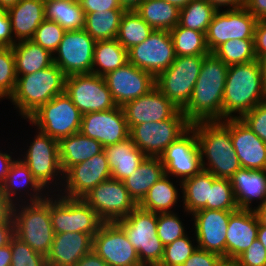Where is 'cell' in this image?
<instances>
[{"mask_svg":"<svg viewBox=\"0 0 266 266\" xmlns=\"http://www.w3.org/2000/svg\"><path fill=\"white\" fill-rule=\"evenodd\" d=\"M14 236V224H0V247L10 243Z\"/></svg>","mask_w":266,"mask_h":266,"instance_id":"be15d7a7","label":"cell"},{"mask_svg":"<svg viewBox=\"0 0 266 266\" xmlns=\"http://www.w3.org/2000/svg\"><path fill=\"white\" fill-rule=\"evenodd\" d=\"M11 266H47L46 256L34 251L15 235L11 238Z\"/></svg>","mask_w":266,"mask_h":266,"instance_id":"c3c4849f","label":"cell"},{"mask_svg":"<svg viewBox=\"0 0 266 266\" xmlns=\"http://www.w3.org/2000/svg\"><path fill=\"white\" fill-rule=\"evenodd\" d=\"M172 37L176 56L208 55L205 33L188 29L177 24L169 31Z\"/></svg>","mask_w":266,"mask_h":266,"instance_id":"60d3db41","label":"cell"},{"mask_svg":"<svg viewBox=\"0 0 266 266\" xmlns=\"http://www.w3.org/2000/svg\"><path fill=\"white\" fill-rule=\"evenodd\" d=\"M25 153L20 159L28 166L34 178L45 190L54 180L55 186L59 184L63 186L64 173L60 164L57 140L38 130ZM57 177L59 181L61 179L60 182H56Z\"/></svg>","mask_w":266,"mask_h":266,"instance_id":"7c38bea8","label":"cell"},{"mask_svg":"<svg viewBox=\"0 0 266 266\" xmlns=\"http://www.w3.org/2000/svg\"><path fill=\"white\" fill-rule=\"evenodd\" d=\"M212 53L228 66L257 60L254 52V40H228L218 46Z\"/></svg>","mask_w":266,"mask_h":266,"instance_id":"7bdbcfd3","label":"cell"},{"mask_svg":"<svg viewBox=\"0 0 266 266\" xmlns=\"http://www.w3.org/2000/svg\"><path fill=\"white\" fill-rule=\"evenodd\" d=\"M75 266H109L93 249L84 255Z\"/></svg>","mask_w":266,"mask_h":266,"instance_id":"91938a15","label":"cell"},{"mask_svg":"<svg viewBox=\"0 0 266 266\" xmlns=\"http://www.w3.org/2000/svg\"><path fill=\"white\" fill-rule=\"evenodd\" d=\"M229 130L242 168L266 170V143L241 118L221 121Z\"/></svg>","mask_w":266,"mask_h":266,"instance_id":"603a6c76","label":"cell"},{"mask_svg":"<svg viewBox=\"0 0 266 266\" xmlns=\"http://www.w3.org/2000/svg\"><path fill=\"white\" fill-rule=\"evenodd\" d=\"M164 175L165 169L160 157H146L123 183L130 197L138 205L149 189Z\"/></svg>","mask_w":266,"mask_h":266,"instance_id":"1f68e13d","label":"cell"},{"mask_svg":"<svg viewBox=\"0 0 266 266\" xmlns=\"http://www.w3.org/2000/svg\"><path fill=\"white\" fill-rule=\"evenodd\" d=\"M265 101L266 87L261 61L257 59L228 67L223 95L222 120L241 118L256 105ZM232 113H237V116Z\"/></svg>","mask_w":266,"mask_h":266,"instance_id":"7a4b0ae2","label":"cell"},{"mask_svg":"<svg viewBox=\"0 0 266 266\" xmlns=\"http://www.w3.org/2000/svg\"><path fill=\"white\" fill-rule=\"evenodd\" d=\"M65 93L82 114L107 111L117 106L104 77L93 73L66 76Z\"/></svg>","mask_w":266,"mask_h":266,"instance_id":"8fae6325","label":"cell"},{"mask_svg":"<svg viewBox=\"0 0 266 266\" xmlns=\"http://www.w3.org/2000/svg\"><path fill=\"white\" fill-rule=\"evenodd\" d=\"M45 19L57 22L64 30H81L84 28L85 14L79 2L45 1Z\"/></svg>","mask_w":266,"mask_h":266,"instance_id":"74e56055","label":"cell"},{"mask_svg":"<svg viewBox=\"0 0 266 266\" xmlns=\"http://www.w3.org/2000/svg\"><path fill=\"white\" fill-rule=\"evenodd\" d=\"M66 30L57 22L45 19L36 29L33 38L35 44L49 50L52 54L57 50Z\"/></svg>","mask_w":266,"mask_h":266,"instance_id":"7dc6e473","label":"cell"},{"mask_svg":"<svg viewBox=\"0 0 266 266\" xmlns=\"http://www.w3.org/2000/svg\"><path fill=\"white\" fill-rule=\"evenodd\" d=\"M236 204L239 209L253 210L252 200L266 201V170L240 168L230 178Z\"/></svg>","mask_w":266,"mask_h":266,"instance_id":"83f0119b","label":"cell"},{"mask_svg":"<svg viewBox=\"0 0 266 266\" xmlns=\"http://www.w3.org/2000/svg\"><path fill=\"white\" fill-rule=\"evenodd\" d=\"M153 28L135 11H125L118 29L116 39L127 51L141 44L153 32Z\"/></svg>","mask_w":266,"mask_h":266,"instance_id":"ab89813d","label":"cell"},{"mask_svg":"<svg viewBox=\"0 0 266 266\" xmlns=\"http://www.w3.org/2000/svg\"><path fill=\"white\" fill-rule=\"evenodd\" d=\"M184 228L177 213H158L157 235L164 246L185 236Z\"/></svg>","mask_w":266,"mask_h":266,"instance_id":"681fc988","label":"cell"},{"mask_svg":"<svg viewBox=\"0 0 266 266\" xmlns=\"http://www.w3.org/2000/svg\"><path fill=\"white\" fill-rule=\"evenodd\" d=\"M244 7L257 19H266V0H245Z\"/></svg>","mask_w":266,"mask_h":266,"instance_id":"680465c9","label":"cell"},{"mask_svg":"<svg viewBox=\"0 0 266 266\" xmlns=\"http://www.w3.org/2000/svg\"><path fill=\"white\" fill-rule=\"evenodd\" d=\"M12 49L17 75L32 74L54 64L53 54L32 40L18 41Z\"/></svg>","mask_w":266,"mask_h":266,"instance_id":"d6a6232c","label":"cell"},{"mask_svg":"<svg viewBox=\"0 0 266 266\" xmlns=\"http://www.w3.org/2000/svg\"><path fill=\"white\" fill-rule=\"evenodd\" d=\"M218 10L205 33L210 53L228 40H254L257 19L243 6Z\"/></svg>","mask_w":266,"mask_h":266,"instance_id":"5bb4252c","label":"cell"},{"mask_svg":"<svg viewBox=\"0 0 266 266\" xmlns=\"http://www.w3.org/2000/svg\"><path fill=\"white\" fill-rule=\"evenodd\" d=\"M205 56H176L169 68L155 78L156 88L179 110L188 104Z\"/></svg>","mask_w":266,"mask_h":266,"instance_id":"9c48e42d","label":"cell"},{"mask_svg":"<svg viewBox=\"0 0 266 266\" xmlns=\"http://www.w3.org/2000/svg\"><path fill=\"white\" fill-rule=\"evenodd\" d=\"M190 127L191 123L182 110H179L172 118L164 121L133 126L130 129V137L146 157H160L165 149Z\"/></svg>","mask_w":266,"mask_h":266,"instance_id":"30bf717a","label":"cell"},{"mask_svg":"<svg viewBox=\"0 0 266 266\" xmlns=\"http://www.w3.org/2000/svg\"><path fill=\"white\" fill-rule=\"evenodd\" d=\"M78 2L84 14L109 10H124L118 0H79Z\"/></svg>","mask_w":266,"mask_h":266,"instance_id":"db71d44e","label":"cell"},{"mask_svg":"<svg viewBox=\"0 0 266 266\" xmlns=\"http://www.w3.org/2000/svg\"><path fill=\"white\" fill-rule=\"evenodd\" d=\"M165 174L180 178V183L202 170L201 154L195 130L190 127L172 142L160 156Z\"/></svg>","mask_w":266,"mask_h":266,"instance_id":"ac0fdd59","label":"cell"},{"mask_svg":"<svg viewBox=\"0 0 266 266\" xmlns=\"http://www.w3.org/2000/svg\"><path fill=\"white\" fill-rule=\"evenodd\" d=\"M223 260L216 253L197 248L181 266H219Z\"/></svg>","mask_w":266,"mask_h":266,"instance_id":"f5cc1de1","label":"cell"},{"mask_svg":"<svg viewBox=\"0 0 266 266\" xmlns=\"http://www.w3.org/2000/svg\"><path fill=\"white\" fill-rule=\"evenodd\" d=\"M93 251L109 266H143L137 250L116 222H104L93 237Z\"/></svg>","mask_w":266,"mask_h":266,"instance_id":"e0dca14e","label":"cell"},{"mask_svg":"<svg viewBox=\"0 0 266 266\" xmlns=\"http://www.w3.org/2000/svg\"><path fill=\"white\" fill-rule=\"evenodd\" d=\"M120 6L126 10V11H130V10H135L138 5L143 2L144 0H118Z\"/></svg>","mask_w":266,"mask_h":266,"instance_id":"003e7915","label":"cell"},{"mask_svg":"<svg viewBox=\"0 0 266 266\" xmlns=\"http://www.w3.org/2000/svg\"><path fill=\"white\" fill-rule=\"evenodd\" d=\"M228 67L213 53L205 56L192 95L182 109L191 124L199 121H222Z\"/></svg>","mask_w":266,"mask_h":266,"instance_id":"6da1fadb","label":"cell"},{"mask_svg":"<svg viewBox=\"0 0 266 266\" xmlns=\"http://www.w3.org/2000/svg\"><path fill=\"white\" fill-rule=\"evenodd\" d=\"M217 10H221L220 7L228 6V9H236L243 7L245 0H207Z\"/></svg>","mask_w":266,"mask_h":266,"instance_id":"6125c7cd","label":"cell"},{"mask_svg":"<svg viewBox=\"0 0 266 266\" xmlns=\"http://www.w3.org/2000/svg\"><path fill=\"white\" fill-rule=\"evenodd\" d=\"M103 77L118 107L149 93L156 87L153 75L129 62Z\"/></svg>","mask_w":266,"mask_h":266,"instance_id":"d6986e66","label":"cell"},{"mask_svg":"<svg viewBox=\"0 0 266 266\" xmlns=\"http://www.w3.org/2000/svg\"><path fill=\"white\" fill-rule=\"evenodd\" d=\"M53 196L49 194V213L54 233L79 232L93 238L104 223L98 214L82 198H68L59 192Z\"/></svg>","mask_w":266,"mask_h":266,"instance_id":"52a82bcc","label":"cell"},{"mask_svg":"<svg viewBox=\"0 0 266 266\" xmlns=\"http://www.w3.org/2000/svg\"><path fill=\"white\" fill-rule=\"evenodd\" d=\"M242 121L266 143V101L241 117Z\"/></svg>","mask_w":266,"mask_h":266,"instance_id":"f907efd6","label":"cell"},{"mask_svg":"<svg viewBox=\"0 0 266 266\" xmlns=\"http://www.w3.org/2000/svg\"><path fill=\"white\" fill-rule=\"evenodd\" d=\"M44 1H53V0H44ZM59 1H75V2H78L79 0H59Z\"/></svg>","mask_w":266,"mask_h":266,"instance_id":"34e18365","label":"cell"},{"mask_svg":"<svg viewBox=\"0 0 266 266\" xmlns=\"http://www.w3.org/2000/svg\"><path fill=\"white\" fill-rule=\"evenodd\" d=\"M27 121L42 133L59 141L80 132L82 113L64 92L42 105Z\"/></svg>","mask_w":266,"mask_h":266,"instance_id":"ba28073f","label":"cell"},{"mask_svg":"<svg viewBox=\"0 0 266 266\" xmlns=\"http://www.w3.org/2000/svg\"><path fill=\"white\" fill-rule=\"evenodd\" d=\"M104 222L127 217L138 205L123 181L110 178L99 183L82 198Z\"/></svg>","mask_w":266,"mask_h":266,"instance_id":"4fadbf2b","label":"cell"},{"mask_svg":"<svg viewBox=\"0 0 266 266\" xmlns=\"http://www.w3.org/2000/svg\"><path fill=\"white\" fill-rule=\"evenodd\" d=\"M6 11L11 21L16 42L31 40L36 29L45 20V1L21 0Z\"/></svg>","mask_w":266,"mask_h":266,"instance_id":"f1b7e54d","label":"cell"},{"mask_svg":"<svg viewBox=\"0 0 266 266\" xmlns=\"http://www.w3.org/2000/svg\"><path fill=\"white\" fill-rule=\"evenodd\" d=\"M235 262L238 266H266V249L263 244L256 239Z\"/></svg>","mask_w":266,"mask_h":266,"instance_id":"816d5d0a","label":"cell"},{"mask_svg":"<svg viewBox=\"0 0 266 266\" xmlns=\"http://www.w3.org/2000/svg\"><path fill=\"white\" fill-rule=\"evenodd\" d=\"M14 204L3 194L0 189V224H14Z\"/></svg>","mask_w":266,"mask_h":266,"instance_id":"6f0895ef","label":"cell"},{"mask_svg":"<svg viewBox=\"0 0 266 266\" xmlns=\"http://www.w3.org/2000/svg\"><path fill=\"white\" fill-rule=\"evenodd\" d=\"M158 214L137 206L127 217L116 223L125 231L137 250L143 266H158L165 246L157 235Z\"/></svg>","mask_w":266,"mask_h":266,"instance_id":"8992f818","label":"cell"},{"mask_svg":"<svg viewBox=\"0 0 266 266\" xmlns=\"http://www.w3.org/2000/svg\"><path fill=\"white\" fill-rule=\"evenodd\" d=\"M169 175H164L146 193L139 207L154 213H173L170 209L178 201V189L169 179Z\"/></svg>","mask_w":266,"mask_h":266,"instance_id":"8d00e7d4","label":"cell"},{"mask_svg":"<svg viewBox=\"0 0 266 266\" xmlns=\"http://www.w3.org/2000/svg\"><path fill=\"white\" fill-rule=\"evenodd\" d=\"M197 248L198 245H194L186 234L165 246L158 266H181Z\"/></svg>","mask_w":266,"mask_h":266,"instance_id":"bcb514c9","label":"cell"},{"mask_svg":"<svg viewBox=\"0 0 266 266\" xmlns=\"http://www.w3.org/2000/svg\"><path fill=\"white\" fill-rule=\"evenodd\" d=\"M219 266H238L235 261L223 260Z\"/></svg>","mask_w":266,"mask_h":266,"instance_id":"8c879c8a","label":"cell"},{"mask_svg":"<svg viewBox=\"0 0 266 266\" xmlns=\"http://www.w3.org/2000/svg\"><path fill=\"white\" fill-rule=\"evenodd\" d=\"M257 239L263 244L266 249V227L259 225Z\"/></svg>","mask_w":266,"mask_h":266,"instance_id":"a7ac6f4b","label":"cell"},{"mask_svg":"<svg viewBox=\"0 0 266 266\" xmlns=\"http://www.w3.org/2000/svg\"><path fill=\"white\" fill-rule=\"evenodd\" d=\"M126 10H109L85 14L84 30L95 40L116 39L121 18Z\"/></svg>","mask_w":266,"mask_h":266,"instance_id":"f35d334b","label":"cell"},{"mask_svg":"<svg viewBox=\"0 0 266 266\" xmlns=\"http://www.w3.org/2000/svg\"><path fill=\"white\" fill-rule=\"evenodd\" d=\"M176 6L179 10L187 6L192 0H163Z\"/></svg>","mask_w":266,"mask_h":266,"instance_id":"89a4df30","label":"cell"},{"mask_svg":"<svg viewBox=\"0 0 266 266\" xmlns=\"http://www.w3.org/2000/svg\"><path fill=\"white\" fill-rule=\"evenodd\" d=\"M218 10L207 0H192L179 11V25L206 33L211 20Z\"/></svg>","mask_w":266,"mask_h":266,"instance_id":"b9f144b4","label":"cell"},{"mask_svg":"<svg viewBox=\"0 0 266 266\" xmlns=\"http://www.w3.org/2000/svg\"><path fill=\"white\" fill-rule=\"evenodd\" d=\"M95 44L96 41L84 29L66 31L53 54L54 64L66 76L92 73Z\"/></svg>","mask_w":266,"mask_h":266,"instance_id":"9a60e30c","label":"cell"},{"mask_svg":"<svg viewBox=\"0 0 266 266\" xmlns=\"http://www.w3.org/2000/svg\"><path fill=\"white\" fill-rule=\"evenodd\" d=\"M14 161H15V158H12L10 154L0 151V186L5 181V178L8 175L10 166Z\"/></svg>","mask_w":266,"mask_h":266,"instance_id":"94428289","label":"cell"},{"mask_svg":"<svg viewBox=\"0 0 266 266\" xmlns=\"http://www.w3.org/2000/svg\"><path fill=\"white\" fill-rule=\"evenodd\" d=\"M262 67H263V74H264V83H265V87H266V58H264L262 61Z\"/></svg>","mask_w":266,"mask_h":266,"instance_id":"753ad0ef","label":"cell"},{"mask_svg":"<svg viewBox=\"0 0 266 266\" xmlns=\"http://www.w3.org/2000/svg\"><path fill=\"white\" fill-rule=\"evenodd\" d=\"M191 127L196 132L203 170L216 178L230 179L242 168L233 147L230 130L221 121H199L191 124Z\"/></svg>","mask_w":266,"mask_h":266,"instance_id":"3957f363","label":"cell"},{"mask_svg":"<svg viewBox=\"0 0 266 266\" xmlns=\"http://www.w3.org/2000/svg\"><path fill=\"white\" fill-rule=\"evenodd\" d=\"M212 183L213 175L202 169L198 174L179 184L183 193L184 212L193 214L200 209H207Z\"/></svg>","mask_w":266,"mask_h":266,"instance_id":"836d02e7","label":"cell"},{"mask_svg":"<svg viewBox=\"0 0 266 266\" xmlns=\"http://www.w3.org/2000/svg\"><path fill=\"white\" fill-rule=\"evenodd\" d=\"M13 37L12 25L7 11L0 7V47H13L17 43Z\"/></svg>","mask_w":266,"mask_h":266,"instance_id":"11a10c76","label":"cell"},{"mask_svg":"<svg viewBox=\"0 0 266 266\" xmlns=\"http://www.w3.org/2000/svg\"><path fill=\"white\" fill-rule=\"evenodd\" d=\"M235 211L200 209L194 212V229L199 249L220 255L226 260V233Z\"/></svg>","mask_w":266,"mask_h":266,"instance_id":"7402d4cb","label":"cell"},{"mask_svg":"<svg viewBox=\"0 0 266 266\" xmlns=\"http://www.w3.org/2000/svg\"><path fill=\"white\" fill-rule=\"evenodd\" d=\"M93 238L86 233L66 232L55 234L46 256L47 266H75L92 250Z\"/></svg>","mask_w":266,"mask_h":266,"instance_id":"4316f807","label":"cell"},{"mask_svg":"<svg viewBox=\"0 0 266 266\" xmlns=\"http://www.w3.org/2000/svg\"><path fill=\"white\" fill-rule=\"evenodd\" d=\"M65 79L66 75L56 64L32 74L17 75L9 100L28 119L42 105L65 92Z\"/></svg>","mask_w":266,"mask_h":266,"instance_id":"277c9868","label":"cell"},{"mask_svg":"<svg viewBox=\"0 0 266 266\" xmlns=\"http://www.w3.org/2000/svg\"><path fill=\"white\" fill-rule=\"evenodd\" d=\"M254 52L259 61L266 58V19L257 21L254 33Z\"/></svg>","mask_w":266,"mask_h":266,"instance_id":"9f6ffc18","label":"cell"},{"mask_svg":"<svg viewBox=\"0 0 266 266\" xmlns=\"http://www.w3.org/2000/svg\"><path fill=\"white\" fill-rule=\"evenodd\" d=\"M21 0H0V7L7 10L9 7L18 4Z\"/></svg>","mask_w":266,"mask_h":266,"instance_id":"2644e50d","label":"cell"},{"mask_svg":"<svg viewBox=\"0 0 266 266\" xmlns=\"http://www.w3.org/2000/svg\"><path fill=\"white\" fill-rule=\"evenodd\" d=\"M59 157L62 171L65 174L72 166L87 161L104 151V146L81 132L58 141Z\"/></svg>","mask_w":266,"mask_h":266,"instance_id":"4dcf8cb0","label":"cell"},{"mask_svg":"<svg viewBox=\"0 0 266 266\" xmlns=\"http://www.w3.org/2000/svg\"><path fill=\"white\" fill-rule=\"evenodd\" d=\"M135 11L154 30H172L179 23V9L163 0H144Z\"/></svg>","mask_w":266,"mask_h":266,"instance_id":"e575fe53","label":"cell"},{"mask_svg":"<svg viewBox=\"0 0 266 266\" xmlns=\"http://www.w3.org/2000/svg\"><path fill=\"white\" fill-rule=\"evenodd\" d=\"M17 74L12 47H0V98H10L16 86Z\"/></svg>","mask_w":266,"mask_h":266,"instance_id":"f6af8a7d","label":"cell"},{"mask_svg":"<svg viewBox=\"0 0 266 266\" xmlns=\"http://www.w3.org/2000/svg\"><path fill=\"white\" fill-rule=\"evenodd\" d=\"M128 63V51L117 39L96 41L92 73L105 76Z\"/></svg>","mask_w":266,"mask_h":266,"instance_id":"d590c367","label":"cell"},{"mask_svg":"<svg viewBox=\"0 0 266 266\" xmlns=\"http://www.w3.org/2000/svg\"><path fill=\"white\" fill-rule=\"evenodd\" d=\"M12 251L10 243L0 247V266H11Z\"/></svg>","mask_w":266,"mask_h":266,"instance_id":"e7e4bbea","label":"cell"},{"mask_svg":"<svg viewBox=\"0 0 266 266\" xmlns=\"http://www.w3.org/2000/svg\"><path fill=\"white\" fill-rule=\"evenodd\" d=\"M175 57L171 34L165 30H153L145 41L128 50V62L155 78L169 68Z\"/></svg>","mask_w":266,"mask_h":266,"instance_id":"2e32d148","label":"cell"},{"mask_svg":"<svg viewBox=\"0 0 266 266\" xmlns=\"http://www.w3.org/2000/svg\"><path fill=\"white\" fill-rule=\"evenodd\" d=\"M112 178L106 154L94 155L82 163L72 166L64 174L61 195L68 198H83L99 183ZM64 192L62 193V191Z\"/></svg>","mask_w":266,"mask_h":266,"instance_id":"44dd1931","label":"cell"},{"mask_svg":"<svg viewBox=\"0 0 266 266\" xmlns=\"http://www.w3.org/2000/svg\"><path fill=\"white\" fill-rule=\"evenodd\" d=\"M25 187H26V189L28 188L27 189L28 192H26ZM0 189L3 192V194L13 204H17V203L19 204V202L21 201L20 198L22 197V195L19 196V199L17 197V195H19L20 193L23 194V196H24V194H26L27 197L29 196L28 200L25 201V198H24L21 201L22 203H24V202L26 203L27 201L28 202L29 201L30 202H39L41 200H44L47 197L46 195L49 194V192L50 193L57 192L56 189L52 192L48 189L47 190L48 192H47L39 184V182L34 178L33 174L29 170L28 166L21 159H19V157L17 160H15L11 164L8 175L6 176L3 184L0 186ZM29 191H30V194H29ZM31 191H33V192H31ZM44 192H46V193H44ZM14 197H16V198H14Z\"/></svg>","mask_w":266,"mask_h":266,"instance_id":"484cf974","label":"cell"},{"mask_svg":"<svg viewBox=\"0 0 266 266\" xmlns=\"http://www.w3.org/2000/svg\"><path fill=\"white\" fill-rule=\"evenodd\" d=\"M13 222L14 235L34 251L47 256L55 236L49 213V194L39 202L14 204Z\"/></svg>","mask_w":266,"mask_h":266,"instance_id":"5b68a950","label":"cell"},{"mask_svg":"<svg viewBox=\"0 0 266 266\" xmlns=\"http://www.w3.org/2000/svg\"><path fill=\"white\" fill-rule=\"evenodd\" d=\"M259 223L253 210H236L228 221L226 260L235 261L257 239Z\"/></svg>","mask_w":266,"mask_h":266,"instance_id":"d4e9b609","label":"cell"},{"mask_svg":"<svg viewBox=\"0 0 266 266\" xmlns=\"http://www.w3.org/2000/svg\"><path fill=\"white\" fill-rule=\"evenodd\" d=\"M253 211L257 217L259 225L266 227V201L261 206L254 207Z\"/></svg>","mask_w":266,"mask_h":266,"instance_id":"03108f58","label":"cell"},{"mask_svg":"<svg viewBox=\"0 0 266 266\" xmlns=\"http://www.w3.org/2000/svg\"><path fill=\"white\" fill-rule=\"evenodd\" d=\"M80 132L100 142L104 147L130 137V129L122 107L82 114Z\"/></svg>","mask_w":266,"mask_h":266,"instance_id":"ffe728a7","label":"cell"},{"mask_svg":"<svg viewBox=\"0 0 266 266\" xmlns=\"http://www.w3.org/2000/svg\"><path fill=\"white\" fill-rule=\"evenodd\" d=\"M129 129L148 122L172 118L179 108L156 87L122 106Z\"/></svg>","mask_w":266,"mask_h":266,"instance_id":"cb8c5ba5","label":"cell"},{"mask_svg":"<svg viewBox=\"0 0 266 266\" xmlns=\"http://www.w3.org/2000/svg\"><path fill=\"white\" fill-rule=\"evenodd\" d=\"M207 209L225 211H236L239 209L235 201L230 179L216 178L213 175Z\"/></svg>","mask_w":266,"mask_h":266,"instance_id":"ee69618b","label":"cell"},{"mask_svg":"<svg viewBox=\"0 0 266 266\" xmlns=\"http://www.w3.org/2000/svg\"><path fill=\"white\" fill-rule=\"evenodd\" d=\"M113 179L123 181L140 166L146 158L133 143L131 137L114 145L104 147Z\"/></svg>","mask_w":266,"mask_h":266,"instance_id":"f546056e","label":"cell"}]
</instances>
